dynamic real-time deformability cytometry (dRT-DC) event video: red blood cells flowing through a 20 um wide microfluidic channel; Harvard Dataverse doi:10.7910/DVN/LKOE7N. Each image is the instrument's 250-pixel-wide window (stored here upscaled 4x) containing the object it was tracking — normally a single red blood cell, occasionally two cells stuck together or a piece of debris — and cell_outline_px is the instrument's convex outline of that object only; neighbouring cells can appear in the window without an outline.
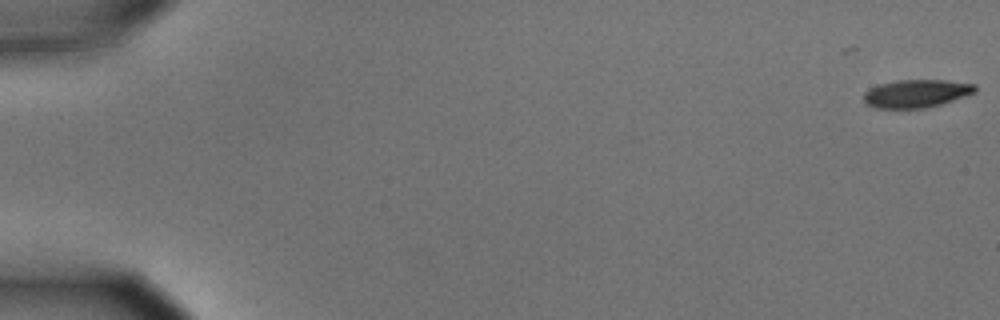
{"species": "common noctule bat (a hibernating species)", "species_latin": "Nyctalus noctula", "temperature_condition": "cold", "stored_images_in_passage": 21, "camera_frame_rate_fps": 3000, "um_per_image_px": 0.085, "animal": {"sex": "male", "body_mass_g": 15.6}, "frame": {"image": 1, "passage_image": 1, "time_ms": 0.0, "image_size_px": [1000, 320], "cell_outline_px": [[976, 92], [928, 108], [876, 108], [864, 104], [864, 92], [868, 88], [880, 84], [896, 80], [948, 80], [976, 84]], "centroid_in_image_um": [77.86, 7.94], "position_along_channel_um": 7.1, "area_um2": 18.26}}
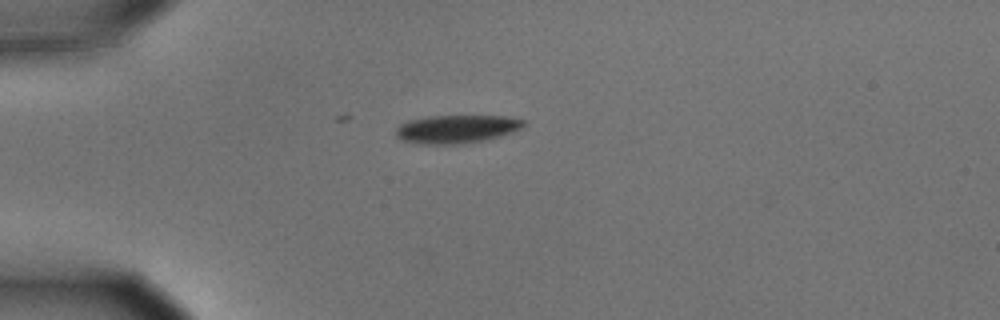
{"frame": {"image": 2, "passage_image": 16, "time_ms": 5.0, "image_size_px": [1000, 320], "cell_outline_px": [[528, 124], [512, 132], [500, 136], [484, 140], [456, 144], [420, 144], [404, 140], [396, 136], [396, 128], [400, 124], [408, 120], [428, 116], [504, 116], [524, 120]], "centroid_in_image_um": [38.81, 10.96], "position_along_channel_um": 46.2, "area_um2": 20.92}}
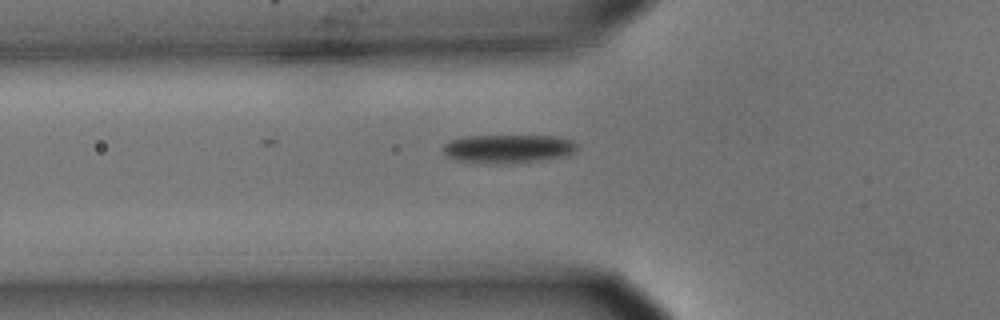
{"frame": {"image": 3, "passage_image": 21, "time_ms": 6.667, "image_size_px": [1000, 320], "cell_outline_px": [[576, 148], [572, 152], [560, 156], [536, 160], [456, 160], [448, 156], [444, 152], [444, 144], [452, 140], [468, 136], [552, 136], [572, 140], [576, 144]], "centroid_in_image_um": [43.19, 12.57], "position_along_channel_um": 82.6, "area_um2": 20.4}}